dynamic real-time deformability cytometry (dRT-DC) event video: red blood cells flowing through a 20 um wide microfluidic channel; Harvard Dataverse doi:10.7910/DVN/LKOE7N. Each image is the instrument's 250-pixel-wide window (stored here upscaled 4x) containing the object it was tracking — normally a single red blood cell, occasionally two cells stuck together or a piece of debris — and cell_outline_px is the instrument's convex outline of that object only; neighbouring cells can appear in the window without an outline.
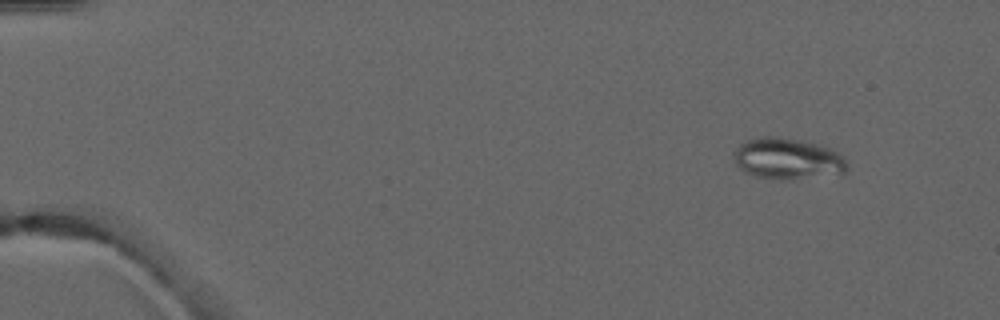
{"species": "common noctule bat (a hibernating species)", "species_latin": "Nyctalus noctula", "temperature_condition": "warm", "stored_images_in_passage": 4, "camera_frame_rate_fps": 3000, "um_per_image_px": 0.085, "animal": {"sex": "male", "forearm_length_mm": 52.5}, "frame": {"image": 1, "passage_image": 2, "time_ms": 1.0, "image_size_px": [1000, 320], "cell_outline_px": [[848, 168], [840, 176], [784, 180], [756, 176], [744, 172], [736, 164], [732, 152], [744, 140], [760, 136], [772, 136], [796, 140], [816, 144], [828, 148], [844, 156], [848, 164]], "centroid_in_image_um": [66.96, 13.52], "position_along_channel_um": 18.0, "area_um2": 27.63}}